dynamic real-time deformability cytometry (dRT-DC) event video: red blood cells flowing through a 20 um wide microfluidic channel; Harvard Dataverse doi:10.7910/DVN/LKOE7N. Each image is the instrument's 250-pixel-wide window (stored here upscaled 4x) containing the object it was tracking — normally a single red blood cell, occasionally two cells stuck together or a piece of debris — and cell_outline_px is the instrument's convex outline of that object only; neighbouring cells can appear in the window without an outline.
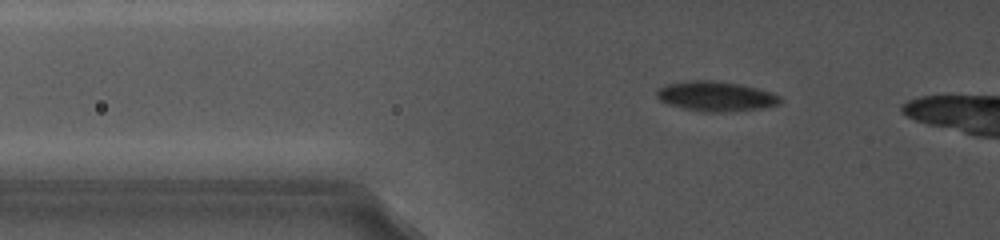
{"species": "common noctule bat (a hibernating species)", "species_latin": "Nyctalus noctula", "temperature_condition": "cold", "stored_images_in_passage": 28, "camera_frame_rate_fps": 5000, "um_per_image_px": 0.085, "animal": {"sex": "female", "body_mass_g": 19.0, "forearm_length_mm": 56.7}, "frame": {"image": 1, "passage_image": 8, "time_ms": 3.4, "image_size_px": [1000, 240], "cell_outline_px": [[784, 100], [780, 104], [760, 108], [720, 112], [704, 112], [684, 108], [668, 104], [660, 100], [656, 96], [656, 88], [668, 84], [688, 80], [712, 80], [740, 84], [756, 88], [780, 96]], "centroid_in_image_um": [60.82, 8.18], "position_along_channel_um": 65.0, "area_um2": 21.39}}
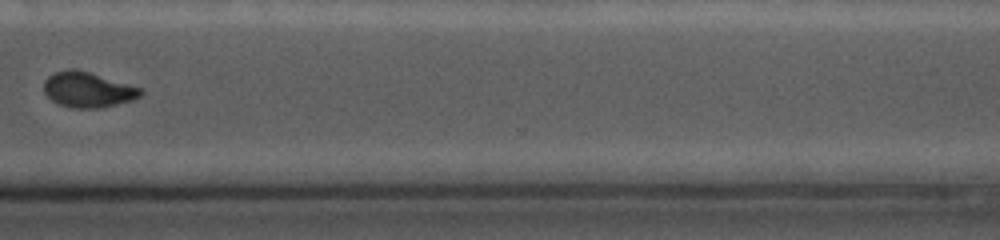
{"frame": {"image": 2, "passage_image": 25, "time_ms": 11.8, "image_size_px": [1000, 240], "cell_outline_px": [[144, 92], [140, 96], [132, 100], [100, 108], [72, 108], [56, 104], [44, 92], [44, 80], [48, 76], [56, 72], [72, 68], [76, 68], [144, 88]], "centroid_in_image_um": [7.48, 7.62], "position_along_channel_um": 363.1, "area_um2": 20.11}}
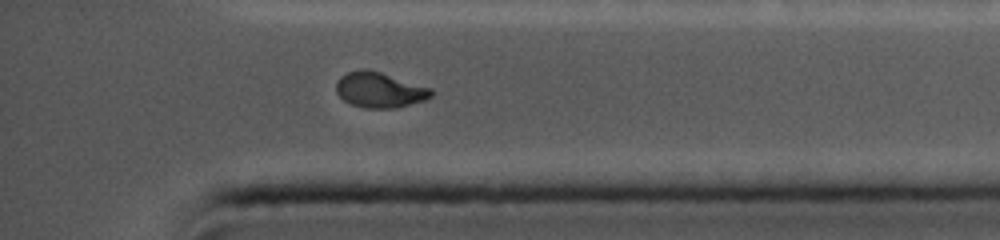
{"frame": {"image": 3, "passage_image": 27, "time_ms": 12.8, "image_size_px": [1000, 240], "cell_outline_px": [[432, 96], [424, 100], [396, 108], [364, 108], [352, 104], [344, 100], [336, 92], [336, 84], [340, 76], [348, 72], [364, 68], [380, 72], [432, 88]], "centroid_in_image_um": [32.26, 7.64], "position_along_channel_um": 402.9, "area_um2": 19.48}, "authors_computed_cell_mechanics": {"area_um2": 21.097, "velocity_mm_per_s": 3.8869, "shape_relaxation_time_tau1_ms": 11.3909, "shape_relaxation_time_tau2_ms": null, "deformation_change_tau1": 0.1868, "deformation_change_tau2": null}}